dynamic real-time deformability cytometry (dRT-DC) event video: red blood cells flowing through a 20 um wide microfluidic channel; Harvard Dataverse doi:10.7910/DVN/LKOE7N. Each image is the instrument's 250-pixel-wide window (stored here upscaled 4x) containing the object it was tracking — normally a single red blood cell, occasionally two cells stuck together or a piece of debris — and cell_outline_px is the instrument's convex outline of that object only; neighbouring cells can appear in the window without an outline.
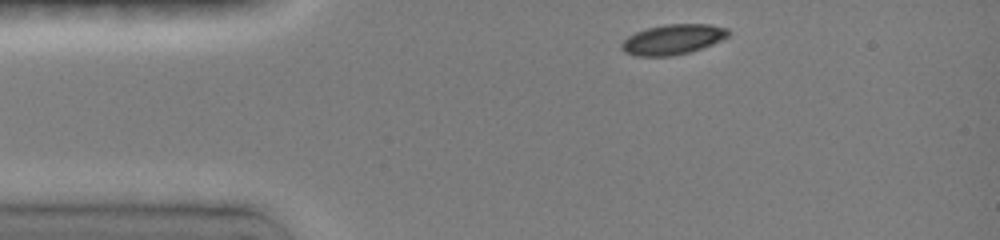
{"species": "common noctule bat (a hibernating species)", "species_latin": "Nyctalus noctula", "temperature_condition": "room temperature", "stored_images_in_passage": 7, "camera_frame_rate_fps": 3000, "um_per_image_px": 0.085, "animal": {"sex": "female", "body_mass_g": 19.0, "forearm_length_mm": 51.5}, "frame": {"image": 1, "passage_image": 1, "time_ms": 0.0, "image_size_px": [1000, 240], "cell_outline_px": [[728, 36], [720, 40], [700, 48], [688, 52], [668, 56], [640, 56], [628, 52], [620, 44], [628, 36], [636, 32], [648, 28], [664, 24], [708, 24], [728, 28]], "centroid_in_image_um": [57.2, 3.33], "position_along_channel_um": 27.8, "area_um2": 18.21}}
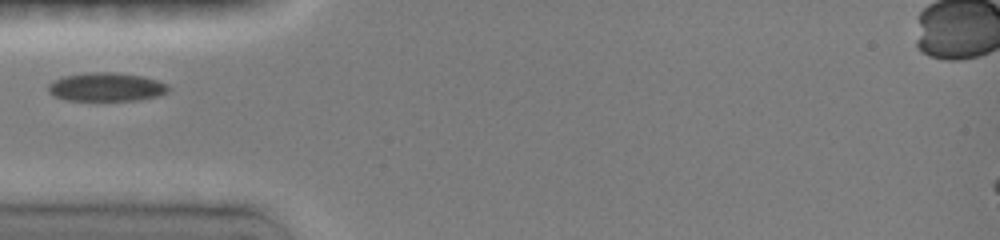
{"frame": {"image": 2, "passage_image": 5, "time_ms": 2.333, "image_size_px": [1000, 240], "cell_outline_px": [[168, 88], [164, 92], [156, 96], [136, 100], [68, 100], [56, 96], [48, 92], [48, 84], [64, 76], [88, 72], [112, 72], [140, 76], [156, 80], [164, 84]], "centroid_in_image_um": [8.97, 7.39], "position_along_channel_um": 76.0, "area_um2": 19.48}}